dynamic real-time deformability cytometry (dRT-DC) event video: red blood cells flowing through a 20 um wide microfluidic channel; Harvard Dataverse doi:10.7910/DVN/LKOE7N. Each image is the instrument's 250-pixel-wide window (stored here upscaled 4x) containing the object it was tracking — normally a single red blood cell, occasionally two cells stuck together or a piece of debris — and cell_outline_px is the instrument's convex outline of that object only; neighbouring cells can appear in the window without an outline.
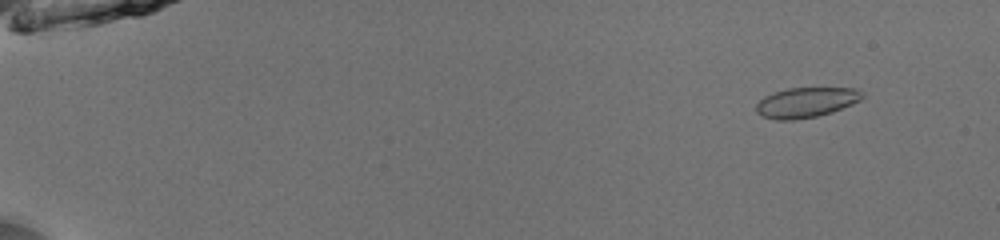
{"species": "common noctule bat (a hibernating species)", "species_latin": "Nyctalus noctula", "temperature_condition": "room temperature", "stored_images_in_passage": 54, "camera_frame_rate_fps": 3000, "um_per_image_px": 0.085, "animal": {"sex": "male", "body_mass_g": 13.0, "forearm_length_mm": 53.1}, "frame": {"image": 1, "passage_image": 6, "time_ms": 1.667, "image_size_px": [1000, 240], "cell_outline_px": [[864, 96], [860, 100], [852, 104], [832, 112], [816, 116], [796, 120], [776, 120], [760, 116], [756, 112], [756, 104], [764, 96], [788, 88], [856, 88]], "centroid_in_image_um": [68.48, 8.72], "position_along_channel_um": 16.5, "area_um2": 18.55}}
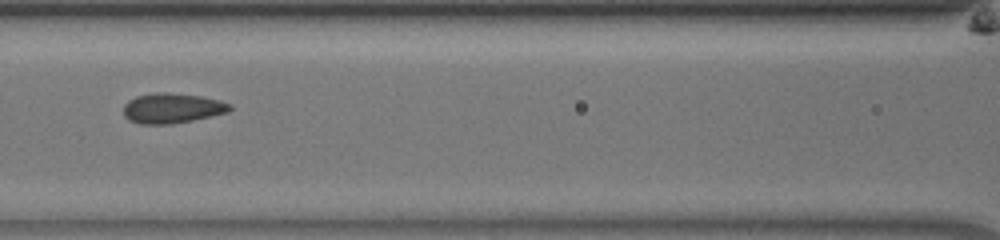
{"frame": {"image": 2, "passage_image": 27, "time_ms": 8.667, "image_size_px": [1000, 240], "cell_outline_px": [[232, 108], [228, 112], [192, 120], [172, 124], [140, 124], [128, 120], [124, 116], [124, 104], [128, 100], [136, 96], [156, 92], [164, 92], [200, 96], [220, 100], [232, 104]], "centroid_in_image_um": [14.61, 9.19], "position_along_channel_um": 152.0, "area_um2": 18.67}}
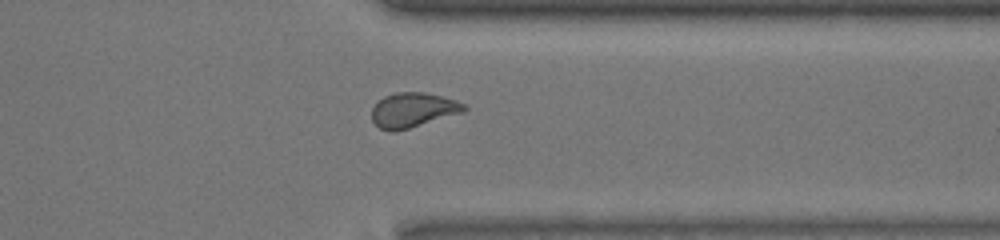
{"frame": {"image": 3, "passage_image": 44, "time_ms": 14.333, "image_size_px": [1000, 240], "cell_outline_px": [[468, 108], [464, 112], [396, 132], [392, 132], [380, 128], [372, 120], [372, 108], [384, 96], [396, 92], [424, 92], [456, 100], [464, 104]], "centroid_in_image_um": [35.11, 9.36], "position_along_channel_um": 376.3, "area_um2": 18.61}, "authors_computed_cell_mechanics": {"area_um2": 18.5538, "velocity_mm_per_s": 3.9641, "shape_relaxation_time_tau1_ms": null, "shape_relaxation_time_tau2_ms": 1.031, "deformation_change_tau1": null, "deformation_change_tau2": 0.0502}}